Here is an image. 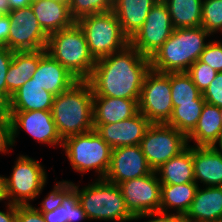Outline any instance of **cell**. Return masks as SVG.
I'll use <instances>...</instances> for the list:
<instances>
[{"label":"cell","mask_w":222,"mask_h":222,"mask_svg":"<svg viewBox=\"0 0 222 222\" xmlns=\"http://www.w3.org/2000/svg\"><path fill=\"white\" fill-rule=\"evenodd\" d=\"M150 70V58L129 44L119 52L97 59L87 81L93 97L125 98L139 102L145 76Z\"/></svg>","instance_id":"1"},{"label":"cell","mask_w":222,"mask_h":222,"mask_svg":"<svg viewBox=\"0 0 222 222\" xmlns=\"http://www.w3.org/2000/svg\"><path fill=\"white\" fill-rule=\"evenodd\" d=\"M51 111L63 140L93 130V91L90 83L78 80L68 90L55 96Z\"/></svg>","instance_id":"2"},{"label":"cell","mask_w":222,"mask_h":222,"mask_svg":"<svg viewBox=\"0 0 222 222\" xmlns=\"http://www.w3.org/2000/svg\"><path fill=\"white\" fill-rule=\"evenodd\" d=\"M211 35L202 27L174 29L150 58L151 69L160 73L187 72L199 60Z\"/></svg>","instance_id":"3"},{"label":"cell","mask_w":222,"mask_h":222,"mask_svg":"<svg viewBox=\"0 0 222 222\" xmlns=\"http://www.w3.org/2000/svg\"><path fill=\"white\" fill-rule=\"evenodd\" d=\"M46 52L78 80H88L96 64L77 22L48 35Z\"/></svg>","instance_id":"4"},{"label":"cell","mask_w":222,"mask_h":222,"mask_svg":"<svg viewBox=\"0 0 222 222\" xmlns=\"http://www.w3.org/2000/svg\"><path fill=\"white\" fill-rule=\"evenodd\" d=\"M74 182L78 201L88 220L110 222H130L134 216L126 207L125 200L117 184L95 178L90 184L79 187Z\"/></svg>","instance_id":"5"},{"label":"cell","mask_w":222,"mask_h":222,"mask_svg":"<svg viewBox=\"0 0 222 222\" xmlns=\"http://www.w3.org/2000/svg\"><path fill=\"white\" fill-rule=\"evenodd\" d=\"M62 151L75 172L83 176L84 173L94 171L97 179H104L110 161L112 148L102 139L95 129L86 133L72 135L63 140Z\"/></svg>","instance_id":"6"},{"label":"cell","mask_w":222,"mask_h":222,"mask_svg":"<svg viewBox=\"0 0 222 222\" xmlns=\"http://www.w3.org/2000/svg\"><path fill=\"white\" fill-rule=\"evenodd\" d=\"M77 23L95 60L119 52L130 44L113 10L83 17Z\"/></svg>","instance_id":"7"},{"label":"cell","mask_w":222,"mask_h":222,"mask_svg":"<svg viewBox=\"0 0 222 222\" xmlns=\"http://www.w3.org/2000/svg\"><path fill=\"white\" fill-rule=\"evenodd\" d=\"M14 162L11 175L5 176L8 202L31 205L47 185L48 174L43 164L28 155L19 154Z\"/></svg>","instance_id":"8"},{"label":"cell","mask_w":222,"mask_h":222,"mask_svg":"<svg viewBox=\"0 0 222 222\" xmlns=\"http://www.w3.org/2000/svg\"><path fill=\"white\" fill-rule=\"evenodd\" d=\"M188 146L187 136L166 123H151L140 142L141 150L153 171Z\"/></svg>","instance_id":"9"},{"label":"cell","mask_w":222,"mask_h":222,"mask_svg":"<svg viewBox=\"0 0 222 222\" xmlns=\"http://www.w3.org/2000/svg\"><path fill=\"white\" fill-rule=\"evenodd\" d=\"M138 111L151 123H167L173 112L170 73L150 70L144 79Z\"/></svg>","instance_id":"10"},{"label":"cell","mask_w":222,"mask_h":222,"mask_svg":"<svg viewBox=\"0 0 222 222\" xmlns=\"http://www.w3.org/2000/svg\"><path fill=\"white\" fill-rule=\"evenodd\" d=\"M9 114L10 149L21 131H26L38 143L62 148L63 139L53 121L51 110L7 111ZM61 146V147H60Z\"/></svg>","instance_id":"11"},{"label":"cell","mask_w":222,"mask_h":222,"mask_svg":"<svg viewBox=\"0 0 222 222\" xmlns=\"http://www.w3.org/2000/svg\"><path fill=\"white\" fill-rule=\"evenodd\" d=\"M173 31L169 9L163 0H159L151 8L144 24L130 39V45L143 56L151 58Z\"/></svg>","instance_id":"12"},{"label":"cell","mask_w":222,"mask_h":222,"mask_svg":"<svg viewBox=\"0 0 222 222\" xmlns=\"http://www.w3.org/2000/svg\"><path fill=\"white\" fill-rule=\"evenodd\" d=\"M10 31L6 47L12 51L46 49L48 35L43 31L30 6L13 9L8 14Z\"/></svg>","instance_id":"13"},{"label":"cell","mask_w":222,"mask_h":222,"mask_svg":"<svg viewBox=\"0 0 222 222\" xmlns=\"http://www.w3.org/2000/svg\"><path fill=\"white\" fill-rule=\"evenodd\" d=\"M126 207L135 217L160 211L161 183L155 171L118 184Z\"/></svg>","instance_id":"14"},{"label":"cell","mask_w":222,"mask_h":222,"mask_svg":"<svg viewBox=\"0 0 222 222\" xmlns=\"http://www.w3.org/2000/svg\"><path fill=\"white\" fill-rule=\"evenodd\" d=\"M152 172L140 145L122 146L112 149L110 166L104 179L118 185Z\"/></svg>","instance_id":"15"},{"label":"cell","mask_w":222,"mask_h":222,"mask_svg":"<svg viewBox=\"0 0 222 222\" xmlns=\"http://www.w3.org/2000/svg\"><path fill=\"white\" fill-rule=\"evenodd\" d=\"M151 122L139 111L132 117L110 124H94V129L112 148L140 145Z\"/></svg>","instance_id":"16"},{"label":"cell","mask_w":222,"mask_h":222,"mask_svg":"<svg viewBox=\"0 0 222 222\" xmlns=\"http://www.w3.org/2000/svg\"><path fill=\"white\" fill-rule=\"evenodd\" d=\"M183 222H222V186L200 185Z\"/></svg>","instance_id":"17"},{"label":"cell","mask_w":222,"mask_h":222,"mask_svg":"<svg viewBox=\"0 0 222 222\" xmlns=\"http://www.w3.org/2000/svg\"><path fill=\"white\" fill-rule=\"evenodd\" d=\"M194 180L199 186H222V149L193 146Z\"/></svg>","instance_id":"18"},{"label":"cell","mask_w":222,"mask_h":222,"mask_svg":"<svg viewBox=\"0 0 222 222\" xmlns=\"http://www.w3.org/2000/svg\"><path fill=\"white\" fill-rule=\"evenodd\" d=\"M42 89L57 96L72 87L78 79L46 53L31 77Z\"/></svg>","instance_id":"19"},{"label":"cell","mask_w":222,"mask_h":222,"mask_svg":"<svg viewBox=\"0 0 222 222\" xmlns=\"http://www.w3.org/2000/svg\"><path fill=\"white\" fill-rule=\"evenodd\" d=\"M46 49L37 51H14L12 62L6 75V99L23 86L35 73L40 59L46 54Z\"/></svg>","instance_id":"20"},{"label":"cell","mask_w":222,"mask_h":222,"mask_svg":"<svg viewBox=\"0 0 222 222\" xmlns=\"http://www.w3.org/2000/svg\"><path fill=\"white\" fill-rule=\"evenodd\" d=\"M188 145L195 147L219 146L222 140L220 108L205 103L194 130L187 136Z\"/></svg>","instance_id":"21"},{"label":"cell","mask_w":222,"mask_h":222,"mask_svg":"<svg viewBox=\"0 0 222 222\" xmlns=\"http://www.w3.org/2000/svg\"><path fill=\"white\" fill-rule=\"evenodd\" d=\"M43 31L50 35L75 23L69 5L51 0H33L30 4Z\"/></svg>","instance_id":"22"},{"label":"cell","mask_w":222,"mask_h":222,"mask_svg":"<svg viewBox=\"0 0 222 222\" xmlns=\"http://www.w3.org/2000/svg\"><path fill=\"white\" fill-rule=\"evenodd\" d=\"M159 0H113V11L124 34L131 39L144 24L151 8Z\"/></svg>","instance_id":"23"},{"label":"cell","mask_w":222,"mask_h":222,"mask_svg":"<svg viewBox=\"0 0 222 222\" xmlns=\"http://www.w3.org/2000/svg\"><path fill=\"white\" fill-rule=\"evenodd\" d=\"M138 102L133 99L93 97L94 124L116 123L134 116Z\"/></svg>","instance_id":"24"},{"label":"cell","mask_w":222,"mask_h":222,"mask_svg":"<svg viewBox=\"0 0 222 222\" xmlns=\"http://www.w3.org/2000/svg\"><path fill=\"white\" fill-rule=\"evenodd\" d=\"M54 97L30 78L11 96L7 111L52 110Z\"/></svg>","instance_id":"25"},{"label":"cell","mask_w":222,"mask_h":222,"mask_svg":"<svg viewBox=\"0 0 222 222\" xmlns=\"http://www.w3.org/2000/svg\"><path fill=\"white\" fill-rule=\"evenodd\" d=\"M161 184H185L195 182L193 170V146L189 145L155 170Z\"/></svg>","instance_id":"26"},{"label":"cell","mask_w":222,"mask_h":222,"mask_svg":"<svg viewBox=\"0 0 222 222\" xmlns=\"http://www.w3.org/2000/svg\"><path fill=\"white\" fill-rule=\"evenodd\" d=\"M198 188L199 186L195 182L161 184L160 211L184 217L195 198Z\"/></svg>","instance_id":"27"},{"label":"cell","mask_w":222,"mask_h":222,"mask_svg":"<svg viewBox=\"0 0 222 222\" xmlns=\"http://www.w3.org/2000/svg\"><path fill=\"white\" fill-rule=\"evenodd\" d=\"M171 16L174 29L201 26L203 0H163Z\"/></svg>","instance_id":"28"},{"label":"cell","mask_w":222,"mask_h":222,"mask_svg":"<svg viewBox=\"0 0 222 222\" xmlns=\"http://www.w3.org/2000/svg\"><path fill=\"white\" fill-rule=\"evenodd\" d=\"M173 108L179 103H206L201 91L186 72L170 73Z\"/></svg>","instance_id":"29"},{"label":"cell","mask_w":222,"mask_h":222,"mask_svg":"<svg viewBox=\"0 0 222 222\" xmlns=\"http://www.w3.org/2000/svg\"><path fill=\"white\" fill-rule=\"evenodd\" d=\"M46 222H80L88 220L73 188L63 199L61 206L51 212H41Z\"/></svg>","instance_id":"30"},{"label":"cell","mask_w":222,"mask_h":222,"mask_svg":"<svg viewBox=\"0 0 222 222\" xmlns=\"http://www.w3.org/2000/svg\"><path fill=\"white\" fill-rule=\"evenodd\" d=\"M204 104L179 103V106L173 108L172 115L166 124L188 136L196 127Z\"/></svg>","instance_id":"31"},{"label":"cell","mask_w":222,"mask_h":222,"mask_svg":"<svg viewBox=\"0 0 222 222\" xmlns=\"http://www.w3.org/2000/svg\"><path fill=\"white\" fill-rule=\"evenodd\" d=\"M201 26L212 36L222 35V0L202 1Z\"/></svg>","instance_id":"32"},{"label":"cell","mask_w":222,"mask_h":222,"mask_svg":"<svg viewBox=\"0 0 222 222\" xmlns=\"http://www.w3.org/2000/svg\"><path fill=\"white\" fill-rule=\"evenodd\" d=\"M72 18L79 19L113 10V0H71L69 5Z\"/></svg>","instance_id":"33"},{"label":"cell","mask_w":222,"mask_h":222,"mask_svg":"<svg viewBox=\"0 0 222 222\" xmlns=\"http://www.w3.org/2000/svg\"><path fill=\"white\" fill-rule=\"evenodd\" d=\"M54 188L40 202L36 209L40 212H51L61 206L64 197L74 188V183L68 180L57 181Z\"/></svg>","instance_id":"34"},{"label":"cell","mask_w":222,"mask_h":222,"mask_svg":"<svg viewBox=\"0 0 222 222\" xmlns=\"http://www.w3.org/2000/svg\"><path fill=\"white\" fill-rule=\"evenodd\" d=\"M186 73L191 77L201 93H203L214 80L218 72L212 69L208 64L197 60L189 67Z\"/></svg>","instance_id":"35"},{"label":"cell","mask_w":222,"mask_h":222,"mask_svg":"<svg viewBox=\"0 0 222 222\" xmlns=\"http://www.w3.org/2000/svg\"><path fill=\"white\" fill-rule=\"evenodd\" d=\"M222 39H208L204 51L201 53L199 60L208 64L217 72H222Z\"/></svg>","instance_id":"36"},{"label":"cell","mask_w":222,"mask_h":222,"mask_svg":"<svg viewBox=\"0 0 222 222\" xmlns=\"http://www.w3.org/2000/svg\"><path fill=\"white\" fill-rule=\"evenodd\" d=\"M206 103L222 107V72H218L214 80L202 93Z\"/></svg>","instance_id":"37"},{"label":"cell","mask_w":222,"mask_h":222,"mask_svg":"<svg viewBox=\"0 0 222 222\" xmlns=\"http://www.w3.org/2000/svg\"><path fill=\"white\" fill-rule=\"evenodd\" d=\"M12 50L6 46H0V93L6 98V75L13 57Z\"/></svg>","instance_id":"38"},{"label":"cell","mask_w":222,"mask_h":222,"mask_svg":"<svg viewBox=\"0 0 222 222\" xmlns=\"http://www.w3.org/2000/svg\"><path fill=\"white\" fill-rule=\"evenodd\" d=\"M16 222H46L43 214L36 209V206L17 205Z\"/></svg>","instance_id":"39"},{"label":"cell","mask_w":222,"mask_h":222,"mask_svg":"<svg viewBox=\"0 0 222 222\" xmlns=\"http://www.w3.org/2000/svg\"><path fill=\"white\" fill-rule=\"evenodd\" d=\"M10 150L9 114L7 111H0V154L6 155Z\"/></svg>","instance_id":"40"},{"label":"cell","mask_w":222,"mask_h":222,"mask_svg":"<svg viewBox=\"0 0 222 222\" xmlns=\"http://www.w3.org/2000/svg\"><path fill=\"white\" fill-rule=\"evenodd\" d=\"M142 218H150L144 222H183V217L173 213H167L162 211L150 212L143 215L135 216L133 221L141 220Z\"/></svg>","instance_id":"41"},{"label":"cell","mask_w":222,"mask_h":222,"mask_svg":"<svg viewBox=\"0 0 222 222\" xmlns=\"http://www.w3.org/2000/svg\"><path fill=\"white\" fill-rule=\"evenodd\" d=\"M10 31V18L8 15H0V46H6Z\"/></svg>","instance_id":"42"},{"label":"cell","mask_w":222,"mask_h":222,"mask_svg":"<svg viewBox=\"0 0 222 222\" xmlns=\"http://www.w3.org/2000/svg\"><path fill=\"white\" fill-rule=\"evenodd\" d=\"M6 211L0 210V222H16L17 216V205L10 202H5Z\"/></svg>","instance_id":"43"},{"label":"cell","mask_w":222,"mask_h":222,"mask_svg":"<svg viewBox=\"0 0 222 222\" xmlns=\"http://www.w3.org/2000/svg\"><path fill=\"white\" fill-rule=\"evenodd\" d=\"M33 0H9L10 10L30 6Z\"/></svg>","instance_id":"44"},{"label":"cell","mask_w":222,"mask_h":222,"mask_svg":"<svg viewBox=\"0 0 222 222\" xmlns=\"http://www.w3.org/2000/svg\"><path fill=\"white\" fill-rule=\"evenodd\" d=\"M8 202L7 194H6V185H5V176L0 175V202L2 201Z\"/></svg>","instance_id":"45"},{"label":"cell","mask_w":222,"mask_h":222,"mask_svg":"<svg viewBox=\"0 0 222 222\" xmlns=\"http://www.w3.org/2000/svg\"><path fill=\"white\" fill-rule=\"evenodd\" d=\"M10 11L9 0H0V15H8Z\"/></svg>","instance_id":"46"},{"label":"cell","mask_w":222,"mask_h":222,"mask_svg":"<svg viewBox=\"0 0 222 222\" xmlns=\"http://www.w3.org/2000/svg\"><path fill=\"white\" fill-rule=\"evenodd\" d=\"M8 110V100L0 93V111Z\"/></svg>","instance_id":"47"},{"label":"cell","mask_w":222,"mask_h":222,"mask_svg":"<svg viewBox=\"0 0 222 222\" xmlns=\"http://www.w3.org/2000/svg\"><path fill=\"white\" fill-rule=\"evenodd\" d=\"M51 1H54V2H57V3H62V4H65V5H70V3H71V0H51Z\"/></svg>","instance_id":"48"},{"label":"cell","mask_w":222,"mask_h":222,"mask_svg":"<svg viewBox=\"0 0 222 222\" xmlns=\"http://www.w3.org/2000/svg\"><path fill=\"white\" fill-rule=\"evenodd\" d=\"M220 116H221V121H222V107L220 108Z\"/></svg>","instance_id":"49"},{"label":"cell","mask_w":222,"mask_h":222,"mask_svg":"<svg viewBox=\"0 0 222 222\" xmlns=\"http://www.w3.org/2000/svg\"><path fill=\"white\" fill-rule=\"evenodd\" d=\"M219 147L222 149V140H221V143H220Z\"/></svg>","instance_id":"50"}]
</instances>
